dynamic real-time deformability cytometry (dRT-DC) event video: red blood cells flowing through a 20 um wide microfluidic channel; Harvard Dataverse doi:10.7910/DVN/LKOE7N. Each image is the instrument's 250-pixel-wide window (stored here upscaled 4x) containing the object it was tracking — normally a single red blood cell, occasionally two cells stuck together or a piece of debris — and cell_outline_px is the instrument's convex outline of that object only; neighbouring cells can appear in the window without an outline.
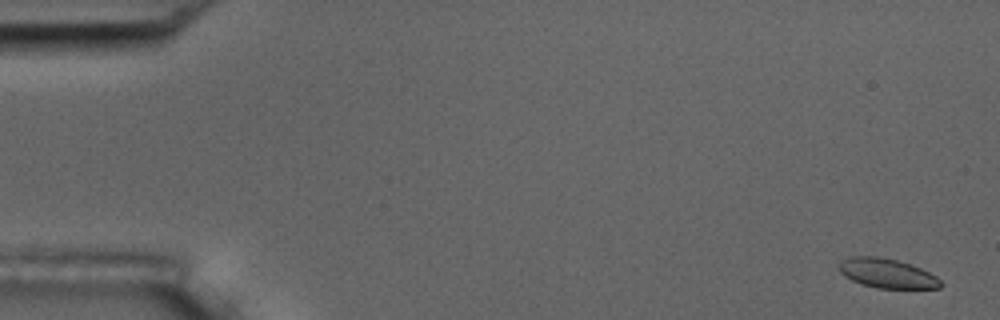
{"species": "common noctule bat (a hibernating species)", "species_latin": "Nyctalus noctula", "temperature_condition": "room temperature", "stored_images_in_passage": 57, "camera_frame_rate_fps": 3000, "um_per_image_px": 0.085, "animal": {"sex": "male", "body_mass_g": 17.5, "forearm_length_mm": 52.3}, "frame": {"image": 1, "passage_image": 3, "time_ms": 0.667, "image_size_px": [1000, 320], "cell_outline_px": [[944, 284], [940, 288], [876, 288], [860, 284], [844, 276], [840, 272], [840, 264], [848, 256], [880, 256], [896, 260], [920, 268], [936, 276]], "centroid_in_image_um": [75.4, 23.24], "position_along_channel_um": 9.6, "area_um2": 17.34}}
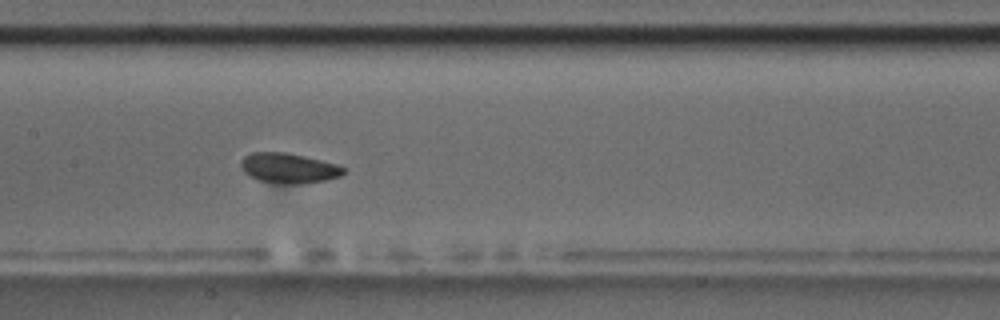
{"frame": {"image": 2, "passage_image": 29, "time_ms": 9.333, "image_size_px": [1000, 320], "cell_outline_px": [[344, 172], [340, 176], [324, 180], [300, 184], [276, 184], [260, 180], [248, 176], [240, 168], [240, 160], [244, 156], [252, 152], [288, 152], [336, 164], [344, 168]], "centroid_in_image_um": [24.47, 14.29], "position_along_channel_um": 182.9, "area_um2": 18.09}}
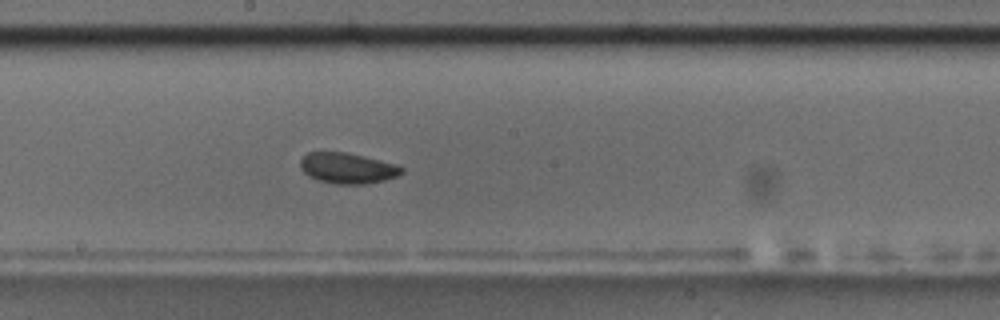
{"frame": {"image": 3, "passage_image": 32, "time_ms": 10.333, "image_size_px": [1000, 320], "cell_outline_px": [[404, 172], [396, 176], [384, 180], [364, 184], [336, 184], [316, 180], [308, 176], [300, 168], [300, 160], [308, 152], [348, 152], [396, 164], [404, 168]], "centroid_in_image_um": [29.52, 14.29], "position_along_channel_um": 218.7, "area_um2": 18.21}, "authors_computed_cell_mechanics": {"area_um2": 18.0914, "velocity_mm_per_s": 3.6046, "shape_relaxation_time_tau1_ms": 3.1603, "shape_relaxation_time_tau2_ms": 2.9013, "deformation_change_tau1": 0.111, "deformation_change_tau2": 0.0683}}